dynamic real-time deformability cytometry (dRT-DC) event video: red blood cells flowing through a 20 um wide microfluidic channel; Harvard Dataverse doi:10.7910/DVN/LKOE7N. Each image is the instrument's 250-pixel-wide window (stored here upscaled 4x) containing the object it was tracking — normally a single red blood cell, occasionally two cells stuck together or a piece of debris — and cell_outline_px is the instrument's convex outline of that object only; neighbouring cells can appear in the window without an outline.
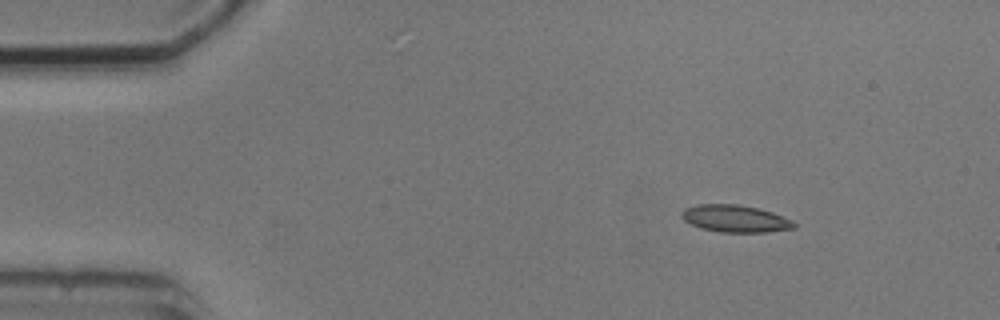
{"species": "common noctule bat (a hibernating species)", "species_latin": "Nyctalus noctula", "temperature_condition": "cold", "stored_images_in_passage": 5, "camera_frame_rate_fps": 3000, "um_per_image_px": 0.085, "animal": {"sex": "male", "body_mass_g": 20.5, "forearm_length_mm": 52.5}, "frame": {"image": 1, "passage_image": 2, "time_ms": 1.333, "image_size_px": [1000, 320], "cell_outline_px": [[796, 228], [768, 232], [720, 232], [700, 228], [684, 220], [680, 216], [680, 212], [684, 208], [696, 204], [736, 204], [760, 208], [772, 212], [792, 220], [796, 224]], "centroid_in_image_um": [62.48, 18.58], "position_along_channel_um": 22.5, "area_um2": 17.98}}
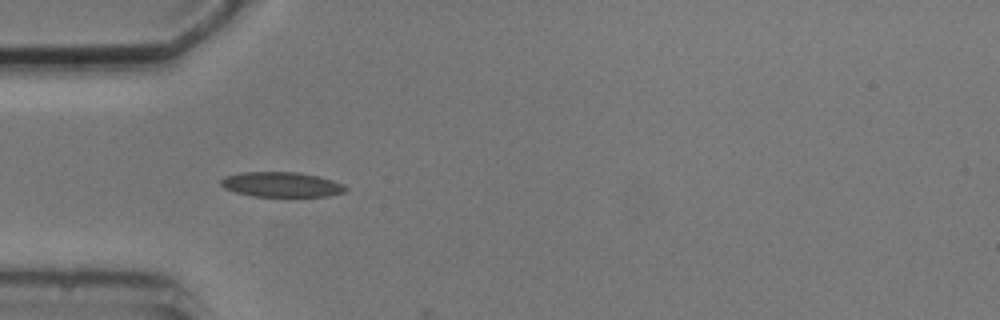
{"frame": {"image": 2, "passage_image": 4, "time_ms": 4.333, "image_size_px": [1000, 320], "cell_outline_px": [[348, 188], [344, 192], [328, 196], [252, 196], [236, 192], [224, 188], [220, 184], [220, 180], [224, 176], [240, 172], [296, 172], [316, 176], [332, 180], [344, 184]], "centroid_in_image_um": [23.9, 15.68], "position_along_channel_um": 61.1, "area_um2": 18.09}}